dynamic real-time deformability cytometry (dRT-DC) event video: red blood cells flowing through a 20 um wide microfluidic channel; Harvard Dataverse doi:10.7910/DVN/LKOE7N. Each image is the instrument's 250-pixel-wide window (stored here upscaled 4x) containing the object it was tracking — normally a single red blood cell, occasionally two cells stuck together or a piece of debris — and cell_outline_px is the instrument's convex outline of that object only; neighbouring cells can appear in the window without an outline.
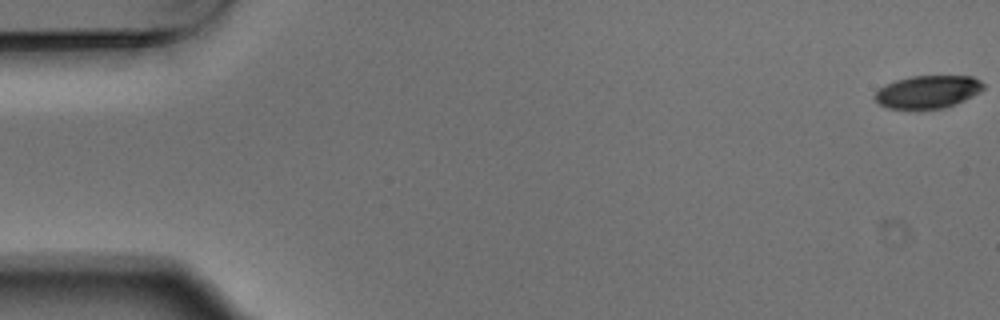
{"species": "Egyptian fruit bat (a non-hibernating species)", "species_latin": "Rousettus aegyptiacus", "temperature_condition": "warm", "stored_images_in_passage": 7, "camera_frame_rate_fps": 3000, "um_per_image_px": 0.085, "animal": {"sex": "male"}, "frame": {"image": 1, "passage_image": 1, "time_ms": 0.0, "image_size_px": [1000, 320], "cell_outline_px": [[984, 88], [980, 92], [956, 104], [944, 108], [916, 112], [888, 108], [880, 104], [872, 96], [884, 84], [896, 80], [912, 76], [972, 76], [980, 80], [984, 84]], "centroid_in_image_um": [78.83, 7.85], "position_along_channel_um": 6.2, "area_um2": 21.44}}
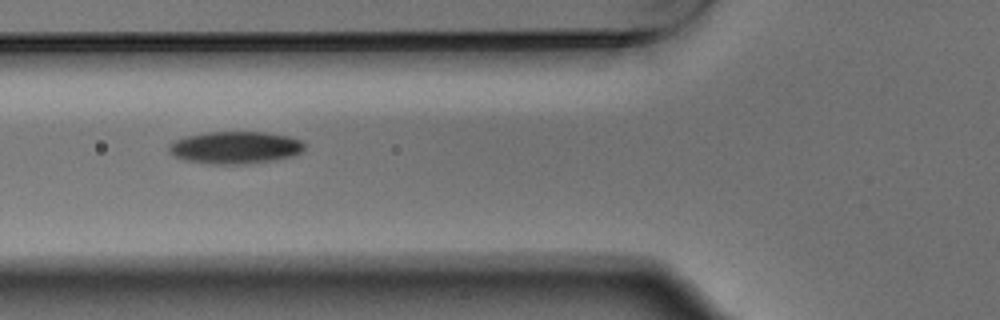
{"frame": {"image": 2, "passage_image": 6, "time_ms": 1.667, "image_size_px": [1000, 320], "cell_outline_px": [[304, 152], [292, 156], [276, 160], [244, 164], [208, 164], [184, 160], [168, 152], [168, 144], [184, 136], [208, 132], [264, 132], [288, 136], [304, 140]], "centroid_in_image_um": [20.01, 12.54], "position_along_channel_um": 105.8, "area_um2": 25.84}}
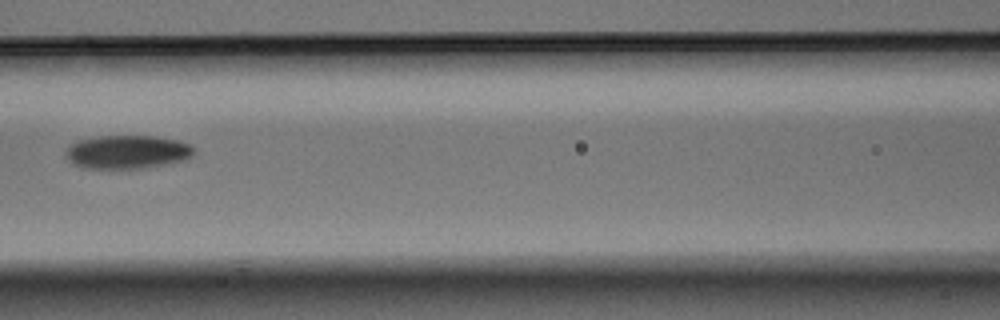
{"frame": {"image": 3, "passage_image": 7, "time_ms": 2.0, "image_size_px": [1000, 320], "cell_outline_px": [[196, 152], [192, 156], [184, 160], [148, 168], [84, 168], [72, 164], [64, 152], [72, 144], [80, 140], [100, 136], [156, 136], [180, 140], [192, 144]], "centroid_in_image_um": [10.88, 12.91], "position_along_channel_um": 155.7, "area_um2": 25.2}}